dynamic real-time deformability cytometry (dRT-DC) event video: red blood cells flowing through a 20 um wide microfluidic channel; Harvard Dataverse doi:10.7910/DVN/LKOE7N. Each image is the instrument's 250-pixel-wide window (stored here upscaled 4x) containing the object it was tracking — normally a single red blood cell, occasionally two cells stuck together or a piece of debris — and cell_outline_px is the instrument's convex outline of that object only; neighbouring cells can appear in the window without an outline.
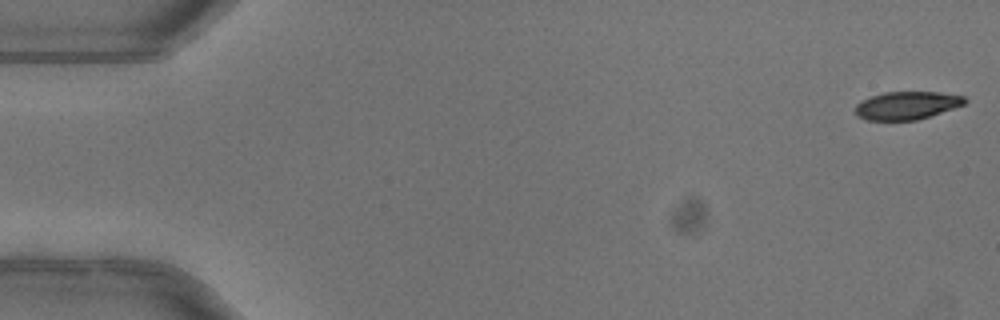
{"species": "common noctule bat (a hibernating species)", "species_latin": "Nyctalus noctula", "temperature_condition": "warm", "stored_images_in_passage": 51, "camera_frame_rate_fps": 3000, "um_per_image_px": 0.085, "animal": {"sex": "female"}, "frame": {"image": 1, "passage_image": 1, "time_ms": 0.0, "image_size_px": [1000, 320], "cell_outline_px": [[968, 100], [964, 104], [916, 120], [868, 120], [860, 116], [856, 112], [856, 104], [860, 100], [884, 92], [940, 92], [964, 96]], "centroid_in_image_um": [77.08, 8.95], "position_along_channel_um": 7.9, "area_um2": 17.57}}
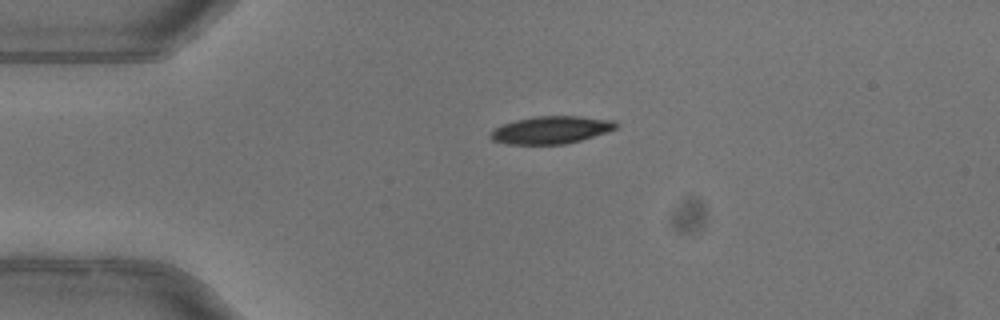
{"frame": {"image": 2, "passage_image": 12, "time_ms": 3.667, "image_size_px": [1000, 320], "cell_outline_px": [[620, 124], [616, 128], [580, 140], [564, 144], [508, 144], [492, 140], [488, 136], [496, 128], [504, 124], [516, 120], [536, 116], [580, 116], [616, 120]], "centroid_in_image_um": [46.86, 11.03], "position_along_channel_um": 38.1, "area_um2": 19.94}}
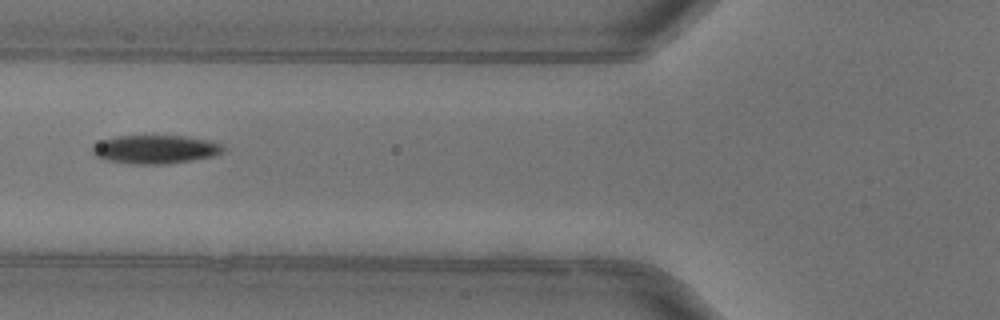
{"frame": {"image": 3, "passage_image": 20, "time_ms": 6.333, "image_size_px": [1000, 320], "cell_outline_px": [[224, 148], [220, 152], [212, 156], [164, 164], [132, 164], [108, 160], [96, 156], [92, 152], [92, 148], [100, 140], [116, 136], [152, 132], [184, 136], [212, 140], [220, 144]], "centroid_in_image_um": [13.15, 12.63], "position_along_channel_um": 112.6, "area_um2": 22.43}, "authors_computed_cell_mechanics": {"area_um2": 21.0392, "velocity_mm_per_s": 4.0228, "shape_relaxation_time_tau1_ms": 3.7237, "shape_relaxation_time_tau2_ms": null, "deformation_change_tau1": 0.1413, "deformation_change_tau2": null}}